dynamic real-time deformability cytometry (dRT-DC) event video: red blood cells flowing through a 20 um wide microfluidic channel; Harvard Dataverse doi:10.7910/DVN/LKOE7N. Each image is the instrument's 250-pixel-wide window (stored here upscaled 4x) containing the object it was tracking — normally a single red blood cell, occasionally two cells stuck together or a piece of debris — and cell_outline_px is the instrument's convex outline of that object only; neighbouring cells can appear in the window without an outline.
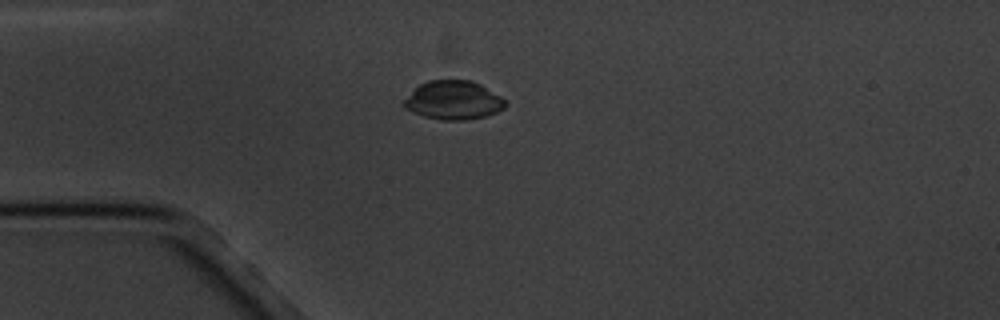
{"species": "common noctule bat (a hibernating species)", "species_latin": "Nyctalus noctula", "temperature_condition": "cold", "stored_images_in_passage": 14, "camera_frame_rate_fps": 3000, "um_per_image_px": 0.085, "animal": {"sex": "male", "body_mass_g": 20.1, "forearm_length_mm": 53.5}, "frame": {"image": 1, "passage_image": 3, "time_ms": 2.333, "image_size_px": [1000, 320], "cell_outline_px": [[508, 104], [504, 108], [496, 112], [484, 116], [464, 120], [440, 120], [424, 116], [412, 112], [404, 108], [404, 100], [420, 84], [428, 80], [472, 80], [480, 84], [500, 96]], "centroid_in_image_um": [38.54, 8.52], "position_along_channel_um": 46.5, "area_um2": 22.72}}
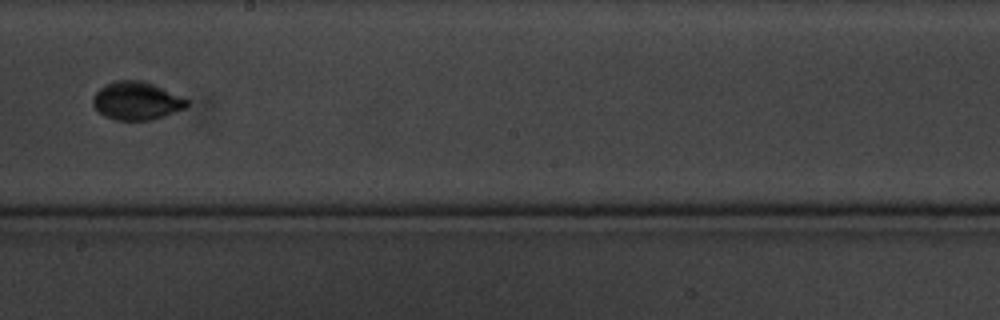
{"frame": {"image": 2, "passage_image": 8, "time_ms": 8.333, "image_size_px": [1000, 320], "cell_outline_px": [[188, 104], [184, 108], [164, 116], [152, 120], [116, 120], [104, 116], [92, 104], [92, 100], [96, 92], [100, 88], [112, 80], [144, 80], [188, 100]], "centroid_in_image_um": [11.57, 8.57], "position_along_channel_um": 236.6, "area_um2": 20.69}}
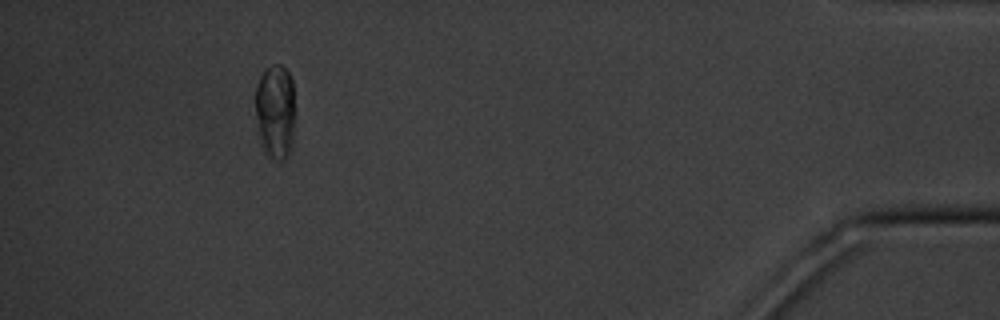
{"frame": {"image": 3, "passage_image": 14, "time_ms": 15.333, "image_size_px": [1000, 320], "cell_outline_px": [[292, 140], [288, 152], [284, 160], [276, 160], [264, 152], [260, 140], [256, 116], [256, 84], [264, 68], [272, 64], [280, 64], [288, 72], [292, 80]], "centroid_in_image_um": [23.36, 9.43], "position_along_channel_um": 411.8, "area_um2": 21.39}, "authors_computed_cell_mechanics": {"area_um2": 20.8658, "velocity_mm_per_s": 3.3869, "shape_relaxation_time_tau1_ms": 5.9478, "shape_relaxation_time_tau2_ms": null, "deformation_change_tau1": 0.1005, "deformation_change_tau2": null}}